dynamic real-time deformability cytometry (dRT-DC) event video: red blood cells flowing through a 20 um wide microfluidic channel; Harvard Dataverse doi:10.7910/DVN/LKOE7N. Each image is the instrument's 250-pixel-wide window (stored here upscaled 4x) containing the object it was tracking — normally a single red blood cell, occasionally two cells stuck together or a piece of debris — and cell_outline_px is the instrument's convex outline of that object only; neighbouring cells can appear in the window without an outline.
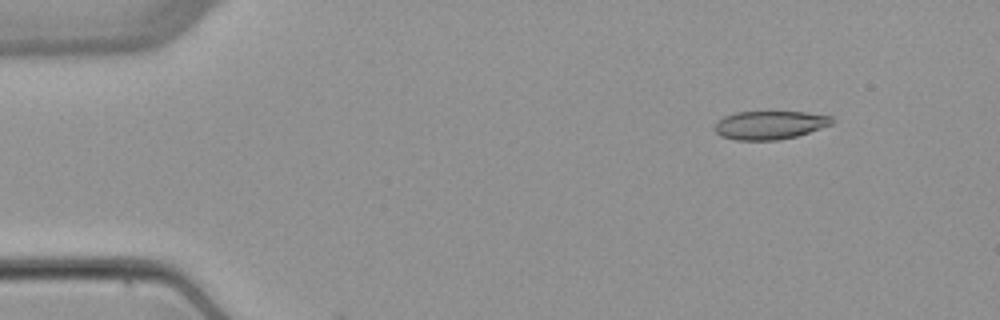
{"species": "common noctule bat (a hibernating species)", "species_latin": "Nyctalus noctula", "temperature_condition": "warm", "stored_images_in_passage": 4, "camera_frame_rate_fps": 3000, "um_per_image_px": 0.085, "animal": {"sex": "female", "body_mass_g": 22.7, "forearm_length_mm": 54.2}, "frame": {"image": 1, "passage_image": 2, "time_ms": 1.333, "image_size_px": [1000, 320], "cell_outline_px": [[836, 120], [832, 124], [796, 136], [776, 140], [736, 140], [720, 136], [712, 128], [716, 120], [724, 116], [736, 112], [808, 112], [832, 116]], "centroid_in_image_um": [65.4, 10.62], "position_along_channel_um": 19.6, "area_um2": 19.59}}
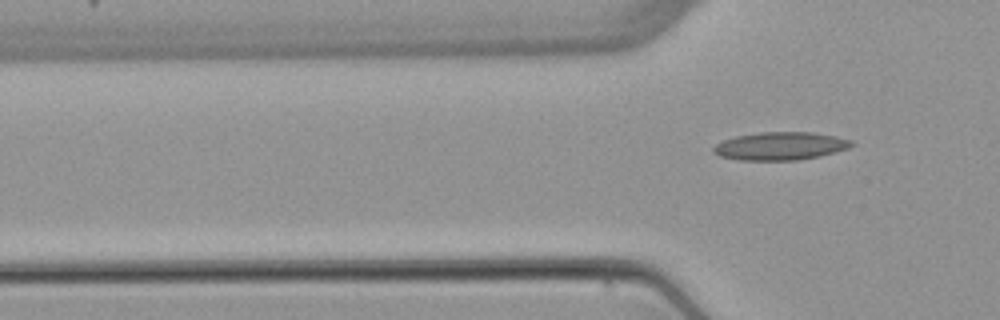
{"frame": {"image": 2, "passage_image": 4, "time_ms": 4.667, "image_size_px": [1000, 320], "cell_outline_px": [[856, 144], [848, 148], [820, 156], [796, 160], [740, 160], [720, 156], [712, 152], [712, 148], [716, 144], [724, 140], [736, 136], [760, 132], [812, 132], [836, 136], [852, 140]], "centroid_in_image_um": [66.34, 12.41], "position_along_channel_um": 59.5, "area_um2": 22.54}}